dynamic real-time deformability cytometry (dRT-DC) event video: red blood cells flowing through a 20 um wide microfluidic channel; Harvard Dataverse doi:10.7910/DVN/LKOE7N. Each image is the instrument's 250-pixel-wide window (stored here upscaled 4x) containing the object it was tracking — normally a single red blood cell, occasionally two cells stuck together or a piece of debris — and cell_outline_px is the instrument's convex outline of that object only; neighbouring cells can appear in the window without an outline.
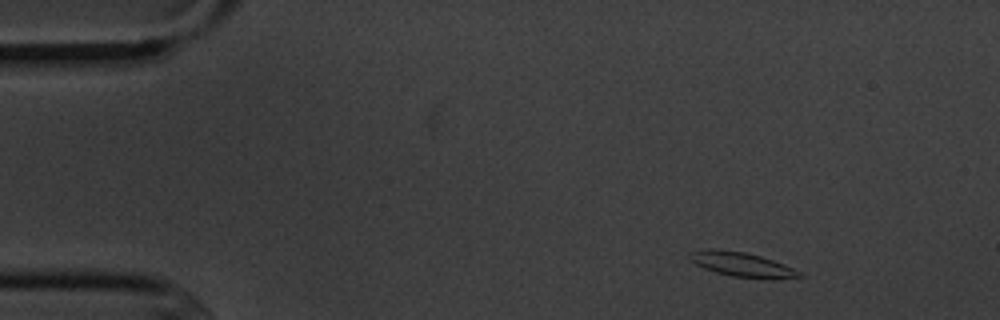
{"species": "common noctule bat (a hibernating species)", "species_latin": "Nyctalus noctula", "temperature_condition": "cold", "stored_images_in_passage": 7, "camera_frame_rate_fps": 3000, "um_per_image_px": 0.085, "animal": {"sex": "male", "body_mass_g": 20.1, "forearm_length_mm": 53.5}, "frame": {"image": 1, "passage_image": 1, "time_ms": 0.0, "image_size_px": [1000, 320], "cell_outline_px": [[804, 276], [764, 280], [732, 276], [716, 272], [704, 268], [688, 260], [688, 252], [712, 248], [744, 252], [760, 256], [784, 264], [800, 272]], "centroid_in_image_um": [63.02, 22.49], "position_along_channel_um": 22.0, "area_um2": 15.72}}
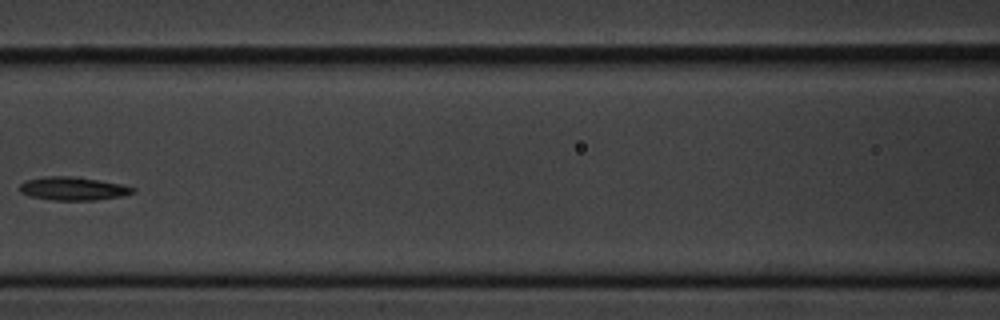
{"frame": {"image": 2, "passage_image": 6, "time_ms": 6.0, "image_size_px": [1000, 320], "cell_outline_px": [[136, 192], [120, 196], [96, 200], [52, 200], [28, 196], [20, 192], [20, 184], [24, 180], [44, 176], [76, 176], [124, 184], [136, 188]], "centroid_in_image_um": [6.21, 16.02], "position_along_channel_um": 160.4, "area_um2": 15.66}}
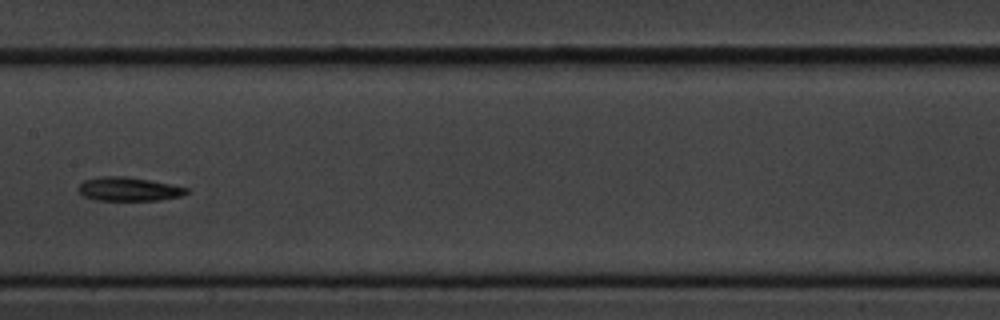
{"frame": {"image": 3, "passage_image": 7, "time_ms": 7.0, "image_size_px": [1000, 320], "cell_outline_px": [[188, 192], [180, 196], [160, 200], [96, 200], [84, 196], [76, 188], [84, 180], [100, 176], [124, 176], [172, 184], [188, 188]], "centroid_in_image_um": [10.92, 16.07], "position_along_channel_um": 196.5, "area_um2": 14.91}}